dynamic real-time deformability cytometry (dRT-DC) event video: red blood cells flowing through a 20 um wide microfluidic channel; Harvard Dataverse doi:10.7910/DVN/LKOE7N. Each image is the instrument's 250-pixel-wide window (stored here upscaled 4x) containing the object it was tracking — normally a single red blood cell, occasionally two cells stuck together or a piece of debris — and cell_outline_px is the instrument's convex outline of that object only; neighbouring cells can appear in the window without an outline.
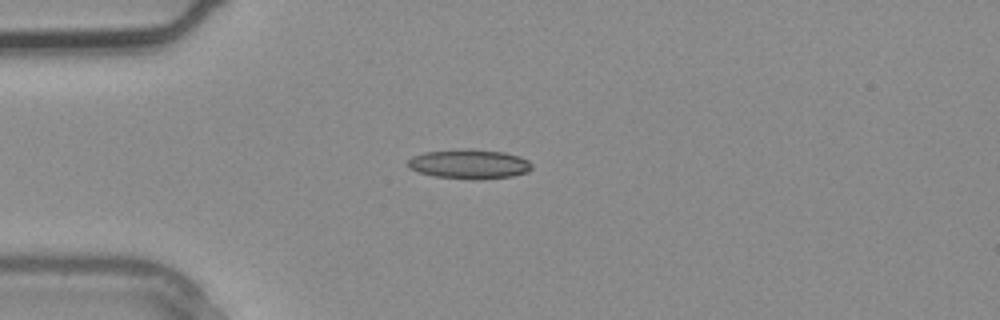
{"species": "common noctule bat (a hibernating species)", "species_latin": "Nyctalus noctula", "temperature_condition": "warm", "stored_images_in_passage": 2, "camera_frame_rate_fps": 3000, "um_per_image_px": 0.085, "animal": {"sex": "male", "body_mass_g": 20.4}, "frame": {"image": 1, "passage_image": 2, "time_ms": 0.333, "image_size_px": [1000, 320], "cell_outline_px": [[532, 168], [528, 172], [512, 176], [472, 180], [436, 176], [420, 172], [408, 168], [408, 160], [412, 156], [424, 152], [468, 148], [504, 152], [520, 156], [528, 160], [532, 164]], "centroid_in_image_um": [39.9, 13.94], "position_along_channel_um": 45.1, "area_um2": 21.39}}